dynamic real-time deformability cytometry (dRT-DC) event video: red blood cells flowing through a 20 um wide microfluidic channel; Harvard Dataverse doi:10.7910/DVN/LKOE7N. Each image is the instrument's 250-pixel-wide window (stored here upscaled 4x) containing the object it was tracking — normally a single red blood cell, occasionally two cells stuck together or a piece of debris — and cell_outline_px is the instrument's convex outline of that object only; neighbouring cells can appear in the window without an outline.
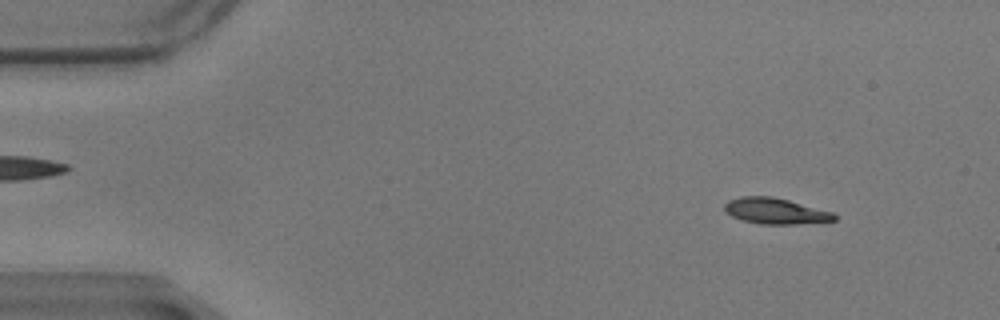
{"species": "common noctule bat (a hibernating species)", "species_latin": "Nyctalus noctula", "temperature_condition": "warm", "stored_images_in_passage": 59, "segment_of_instrument_passage": [1, 2], "camera_frame_rate_fps": 3000, "um_per_image_px": 0.085, "animal": {"sex": "male", "body_mass_g": 17.9}, "frame": {"image": 1, "passage_image": 6, "time_ms": 1.667, "image_size_px": [1000, 320], "cell_outline_px": [[836, 220], [796, 224], [760, 224], [744, 220], [732, 216], [724, 208], [724, 204], [728, 200], [740, 196], [772, 196], [788, 200], [832, 212], [836, 216]], "centroid_in_image_um": [65.89, 17.93], "position_along_channel_um": 19.1, "area_um2": 16.36}}
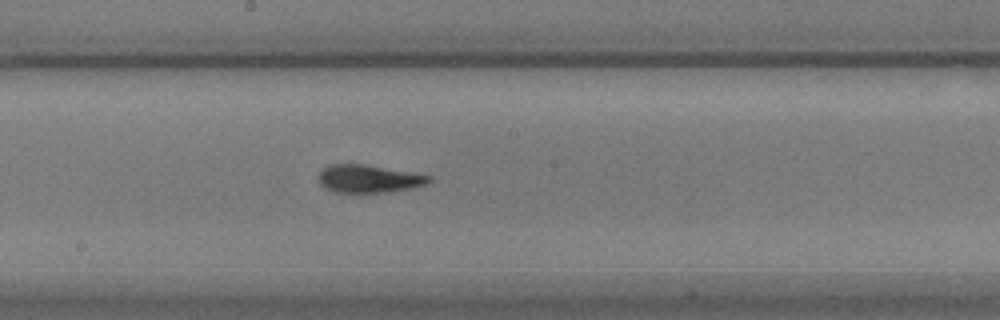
{"frame": {"image": 2, "passage_image": 31, "time_ms": 10.0, "image_size_px": [1000, 320], "cell_outline_px": [[432, 180], [428, 184], [412, 188], [388, 192], [336, 192], [320, 184], [320, 172], [328, 164], [364, 164], [432, 176]], "centroid_in_image_um": [31.39, 15.19], "position_along_channel_um": 216.8, "area_um2": 17.69}}
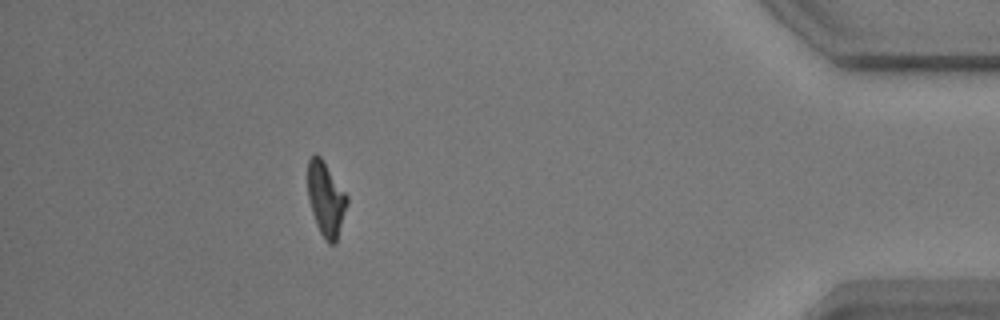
{"frame": {"image": 3, "passage_image": 52, "time_ms": 17.0, "image_size_px": [1000, 320], "cell_outline_px": [[348, 204], [336, 244], [328, 244], [324, 240], [316, 224], [312, 212], [308, 196], [308, 160], [312, 152], [316, 152], [320, 156], [348, 196]], "centroid_in_image_um": [27.71, 16.92], "position_along_channel_um": 407.5, "area_um2": 17.17}}